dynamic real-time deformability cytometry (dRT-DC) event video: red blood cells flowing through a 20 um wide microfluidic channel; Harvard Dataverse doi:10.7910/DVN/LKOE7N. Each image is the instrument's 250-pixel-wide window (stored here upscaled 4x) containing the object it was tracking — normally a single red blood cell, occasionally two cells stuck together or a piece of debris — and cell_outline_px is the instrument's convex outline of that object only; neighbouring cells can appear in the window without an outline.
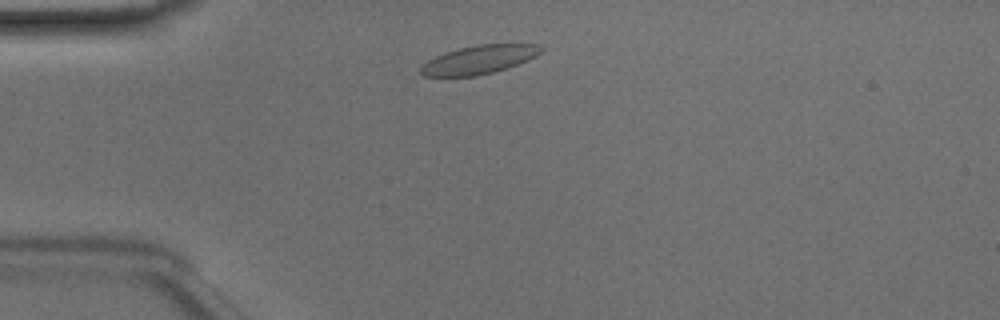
{"species": "Egyptian fruit bat (a non-hibernating species)", "species_latin": "Rousettus aegyptiacus", "temperature_condition": "room temperature", "stored_images_in_passage": 39, "camera_frame_rate_fps": 3000, "um_per_image_px": 0.085, "animal": {"sex": "male"}, "frame": {"image": 1, "passage_image": 2, "time_ms": 0.333, "image_size_px": [1000, 320], "cell_outline_px": [[544, 48], [536, 56], [528, 60], [492, 72], [476, 76], [424, 76], [420, 72], [420, 68], [428, 60], [436, 56], [460, 48], [476, 44], [540, 44]], "centroid_in_image_um": [40.74, 5.06], "position_along_channel_um": 44.3, "area_um2": 19.71}}
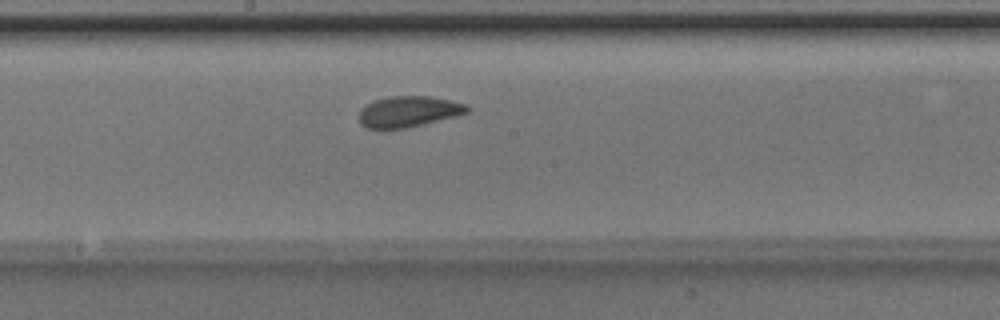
{"frame": {"image": 2, "passage_image": 16, "time_ms": 5.0, "image_size_px": [1000, 320], "cell_outline_px": [[468, 112], [456, 116], [424, 124], [404, 128], [368, 128], [360, 124], [360, 108], [376, 100], [392, 96], [428, 96], [468, 104]], "centroid_in_image_um": [34.74, 9.48], "position_along_channel_um": 213.5, "area_um2": 19.19}}
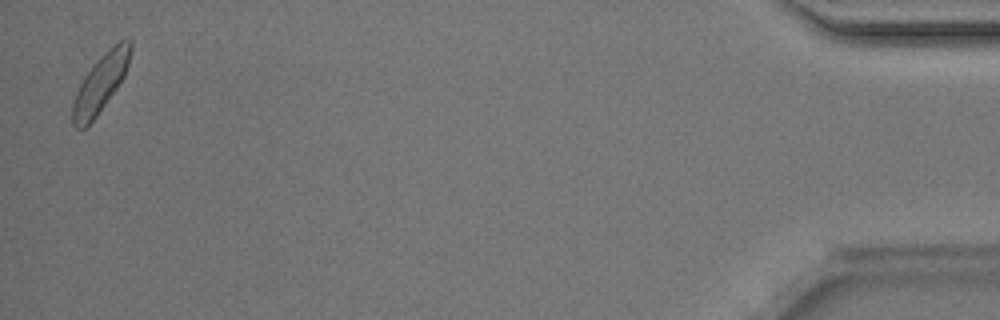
{"frame": {"image": 3, "passage_image": 38, "time_ms": 12.333, "image_size_px": [1000, 320], "cell_outline_px": [[132, 48], [128, 64], [124, 76], [116, 88], [96, 116], [84, 128], [76, 128], [72, 124], [72, 104], [76, 92], [84, 76], [100, 56], [108, 48], [120, 40], [132, 40]], "centroid_in_image_um": [8.54, 7.05], "position_along_channel_um": 426.7, "area_um2": 19.13}, "authors_computed_cell_mechanics": {"area_um2": 19.0162, "velocity_mm_per_s": 4.1045, "shape_relaxation_time_tau1_ms": 1.9139, "shape_relaxation_time_tau2_ms": 1.4385, "deformation_change_tau1": 0.1056, "deformation_change_tau2": 0.0581}}